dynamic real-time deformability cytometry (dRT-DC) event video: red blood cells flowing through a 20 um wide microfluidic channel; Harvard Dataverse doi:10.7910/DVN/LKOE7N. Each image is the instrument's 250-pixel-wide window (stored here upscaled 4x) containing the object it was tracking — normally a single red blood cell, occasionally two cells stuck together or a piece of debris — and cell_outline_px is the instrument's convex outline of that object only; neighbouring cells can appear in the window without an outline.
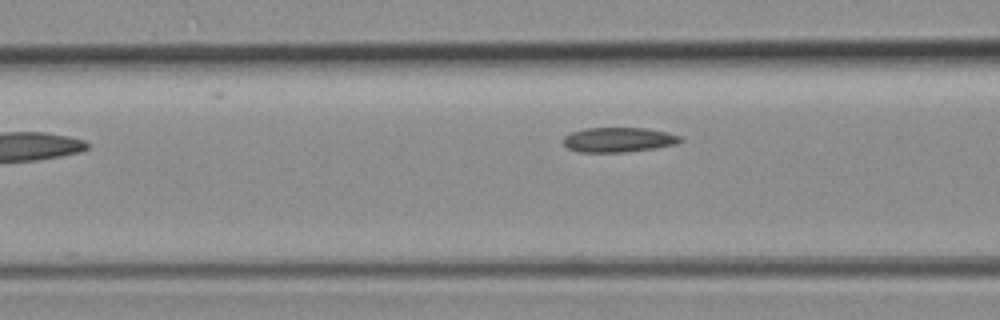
{"species": "common noctule bat (a hibernating species)", "species_latin": "Nyctalus noctula", "temperature_condition": "room temperature", "stored_images_in_passage": 4, "camera_frame_rate_fps": 3000, "um_per_image_px": 0.085, "animal": {"sex": "female", "body_mass_g": 19.3, "forearm_length_mm": 54.1}, "frame": {"image": 1, "passage_image": 4, "time_ms": 1.0, "image_size_px": [1000, 320], "cell_outline_px": [[684, 140], [676, 144], [652, 148], [624, 152], [580, 152], [568, 148], [564, 144], [564, 136], [572, 132], [584, 128], [644, 128], [668, 132], [684, 136]], "centroid_in_image_um": [52.61, 11.87], "position_along_channel_um": 114.0, "area_um2": 16.88}}